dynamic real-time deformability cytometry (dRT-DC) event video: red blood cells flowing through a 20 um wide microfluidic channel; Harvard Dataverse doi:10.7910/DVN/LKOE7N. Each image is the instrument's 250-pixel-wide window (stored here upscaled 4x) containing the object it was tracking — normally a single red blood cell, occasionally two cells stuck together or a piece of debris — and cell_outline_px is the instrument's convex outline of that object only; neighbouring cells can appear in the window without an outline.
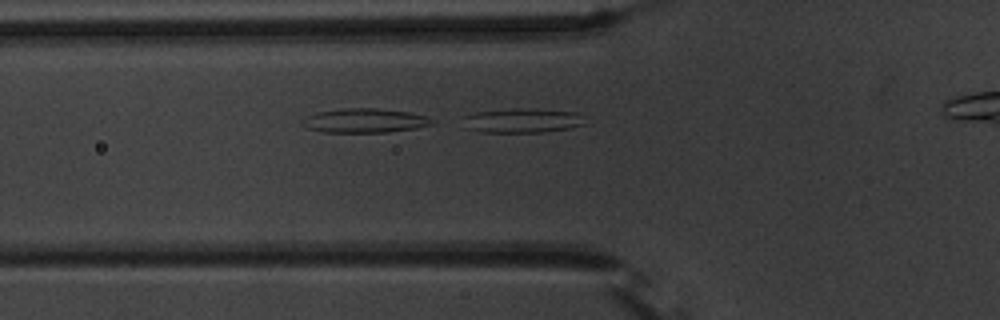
{"species": "common noctule bat (a hibernating species)", "species_latin": "Nyctalus noctula", "temperature_condition": "warm", "stored_images_in_passage": 13, "camera_frame_rate_fps": 3000, "um_per_image_px": 0.085, "animal": {"sex": "male", "body_mass_g": 20.1, "forearm_length_mm": 53.5}, "frame": {"image": 1, "passage_image": 13, "time_ms": 4.0, "image_size_px": [1000, 320], "cell_outline_px": [[588, 124], [572, 128], [544, 132], [480, 132], [464, 128], [460, 116], [476, 112], [512, 108], [536, 108], [576, 112]], "centroid_in_image_um": [44.35, 10.24], "position_along_channel_um": 81.4, "area_um2": 17.92}}